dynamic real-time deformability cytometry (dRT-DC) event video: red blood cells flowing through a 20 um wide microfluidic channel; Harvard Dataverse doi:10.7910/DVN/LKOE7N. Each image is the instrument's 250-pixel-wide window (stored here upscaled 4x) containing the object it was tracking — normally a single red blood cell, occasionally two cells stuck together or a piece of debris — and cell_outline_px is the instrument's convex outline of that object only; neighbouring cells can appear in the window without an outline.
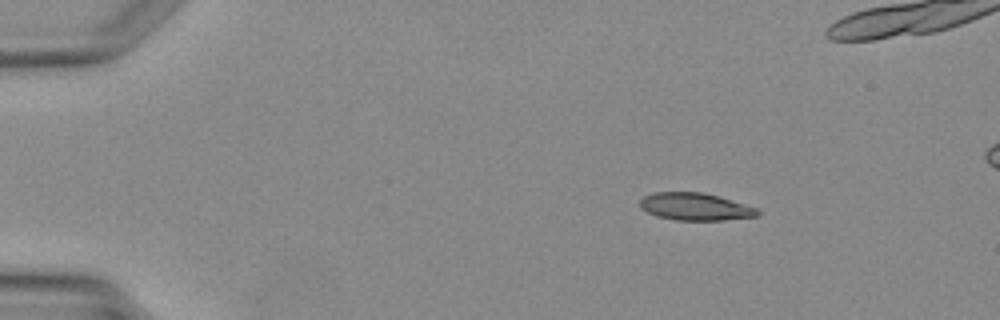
{"species": "Egyptian fruit bat (a non-hibernating species)", "species_latin": "Rousettus aegyptiacus", "temperature_condition": "warm", "stored_images_in_passage": 6, "camera_frame_rate_fps": 3000, "um_per_image_px": 0.085, "animal": {"sex": "female"}, "frame": {"image": 1, "passage_image": 2, "time_ms": 1.0, "image_size_px": [1000, 320], "cell_outline_px": [[760, 216], [724, 220], [676, 220], [656, 216], [640, 208], [640, 200], [644, 196], [652, 192], [704, 192], [720, 196], [756, 208], [760, 212]], "centroid_in_image_um": [59.09, 17.56], "position_along_channel_um": 25.9, "area_um2": 18.9}}